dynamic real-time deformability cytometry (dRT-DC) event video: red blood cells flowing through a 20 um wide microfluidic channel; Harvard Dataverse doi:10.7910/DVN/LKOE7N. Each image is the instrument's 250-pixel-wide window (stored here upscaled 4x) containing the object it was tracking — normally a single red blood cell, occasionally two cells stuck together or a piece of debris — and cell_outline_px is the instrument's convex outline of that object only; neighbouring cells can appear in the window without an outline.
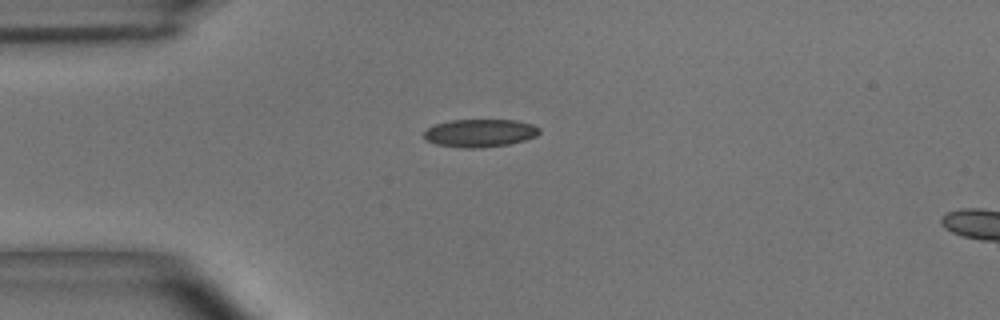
{"species": "common noctule bat (a hibernating species)", "species_latin": "Nyctalus noctula", "temperature_condition": "room temperature", "stored_images_in_passage": 2, "camera_frame_rate_fps": 3000, "um_per_image_px": 0.085, "animal": {"sex": "male", "body_mass_g": 15.6}, "frame": {"image": 1, "passage_image": 1, "time_ms": 0.0, "image_size_px": [1000, 320], "cell_outline_px": [[540, 132], [536, 136], [524, 140], [508, 144], [480, 148], [460, 148], [436, 144], [424, 140], [424, 132], [428, 128], [436, 124], [452, 120], [516, 120], [532, 124], [540, 128]], "centroid_in_image_um": [40.78, 11.31], "position_along_channel_um": 44.2, "area_um2": 18.79}}